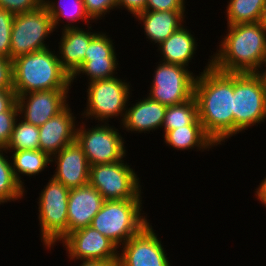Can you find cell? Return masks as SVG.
<instances>
[{
  "label": "cell",
  "instance_id": "1",
  "mask_svg": "<svg viewBox=\"0 0 266 266\" xmlns=\"http://www.w3.org/2000/svg\"><path fill=\"white\" fill-rule=\"evenodd\" d=\"M202 71L197 74L194 85L198 119L218 146L234 136V73L216 70L211 66V59Z\"/></svg>",
  "mask_w": 266,
  "mask_h": 266
},
{
  "label": "cell",
  "instance_id": "2",
  "mask_svg": "<svg viewBox=\"0 0 266 266\" xmlns=\"http://www.w3.org/2000/svg\"><path fill=\"white\" fill-rule=\"evenodd\" d=\"M225 33L209 56L211 66L225 73H255L266 58V30L256 22L227 25Z\"/></svg>",
  "mask_w": 266,
  "mask_h": 266
},
{
  "label": "cell",
  "instance_id": "3",
  "mask_svg": "<svg viewBox=\"0 0 266 266\" xmlns=\"http://www.w3.org/2000/svg\"><path fill=\"white\" fill-rule=\"evenodd\" d=\"M13 61L16 96L33 91L71 89V77L62 68L55 50L47 48L19 56Z\"/></svg>",
  "mask_w": 266,
  "mask_h": 266
},
{
  "label": "cell",
  "instance_id": "4",
  "mask_svg": "<svg viewBox=\"0 0 266 266\" xmlns=\"http://www.w3.org/2000/svg\"><path fill=\"white\" fill-rule=\"evenodd\" d=\"M142 201L143 199L105 200L90 226L119 248L150 223L143 211Z\"/></svg>",
  "mask_w": 266,
  "mask_h": 266
},
{
  "label": "cell",
  "instance_id": "5",
  "mask_svg": "<svg viewBox=\"0 0 266 266\" xmlns=\"http://www.w3.org/2000/svg\"><path fill=\"white\" fill-rule=\"evenodd\" d=\"M87 84V103L83 110L84 112L82 111L81 113L82 120L84 118H86V121L87 119H95L99 123H108L111 119L118 118L119 120L120 117L119 122L121 124L127 104L132 97L131 83L115 76Z\"/></svg>",
  "mask_w": 266,
  "mask_h": 266
},
{
  "label": "cell",
  "instance_id": "6",
  "mask_svg": "<svg viewBox=\"0 0 266 266\" xmlns=\"http://www.w3.org/2000/svg\"><path fill=\"white\" fill-rule=\"evenodd\" d=\"M69 191L61 182L50 177L39 193L38 219L40 238L46 249L54 248L67 236Z\"/></svg>",
  "mask_w": 266,
  "mask_h": 266
},
{
  "label": "cell",
  "instance_id": "7",
  "mask_svg": "<svg viewBox=\"0 0 266 266\" xmlns=\"http://www.w3.org/2000/svg\"><path fill=\"white\" fill-rule=\"evenodd\" d=\"M234 136L266 120V93L255 73H234Z\"/></svg>",
  "mask_w": 266,
  "mask_h": 266
},
{
  "label": "cell",
  "instance_id": "8",
  "mask_svg": "<svg viewBox=\"0 0 266 266\" xmlns=\"http://www.w3.org/2000/svg\"><path fill=\"white\" fill-rule=\"evenodd\" d=\"M118 128L109 123L100 122L92 128H86L82 121L76 127V142L83 149L90 166L126 160L125 138Z\"/></svg>",
  "mask_w": 266,
  "mask_h": 266
},
{
  "label": "cell",
  "instance_id": "9",
  "mask_svg": "<svg viewBox=\"0 0 266 266\" xmlns=\"http://www.w3.org/2000/svg\"><path fill=\"white\" fill-rule=\"evenodd\" d=\"M122 160L89 167V181L105 200L142 199L140 178L130 165Z\"/></svg>",
  "mask_w": 266,
  "mask_h": 266
},
{
  "label": "cell",
  "instance_id": "10",
  "mask_svg": "<svg viewBox=\"0 0 266 266\" xmlns=\"http://www.w3.org/2000/svg\"><path fill=\"white\" fill-rule=\"evenodd\" d=\"M53 32L52 18L44 5L16 14L11 30L10 59L49 48L45 40Z\"/></svg>",
  "mask_w": 266,
  "mask_h": 266
},
{
  "label": "cell",
  "instance_id": "11",
  "mask_svg": "<svg viewBox=\"0 0 266 266\" xmlns=\"http://www.w3.org/2000/svg\"><path fill=\"white\" fill-rule=\"evenodd\" d=\"M147 95L166 106L182 104L194 97L197 75L181 65L157 62Z\"/></svg>",
  "mask_w": 266,
  "mask_h": 266
},
{
  "label": "cell",
  "instance_id": "12",
  "mask_svg": "<svg viewBox=\"0 0 266 266\" xmlns=\"http://www.w3.org/2000/svg\"><path fill=\"white\" fill-rule=\"evenodd\" d=\"M151 224L119 248L118 266H171L164 245Z\"/></svg>",
  "mask_w": 266,
  "mask_h": 266
},
{
  "label": "cell",
  "instance_id": "13",
  "mask_svg": "<svg viewBox=\"0 0 266 266\" xmlns=\"http://www.w3.org/2000/svg\"><path fill=\"white\" fill-rule=\"evenodd\" d=\"M60 243L71 261H118L119 248L91 226L69 233Z\"/></svg>",
  "mask_w": 266,
  "mask_h": 266
},
{
  "label": "cell",
  "instance_id": "14",
  "mask_svg": "<svg viewBox=\"0 0 266 266\" xmlns=\"http://www.w3.org/2000/svg\"><path fill=\"white\" fill-rule=\"evenodd\" d=\"M69 91L70 89H50L18 95L19 117L40 127L69 105Z\"/></svg>",
  "mask_w": 266,
  "mask_h": 266
},
{
  "label": "cell",
  "instance_id": "15",
  "mask_svg": "<svg viewBox=\"0 0 266 266\" xmlns=\"http://www.w3.org/2000/svg\"><path fill=\"white\" fill-rule=\"evenodd\" d=\"M56 169L51 175L68 189L82 187L89 181V163L76 140L51 157Z\"/></svg>",
  "mask_w": 266,
  "mask_h": 266
},
{
  "label": "cell",
  "instance_id": "16",
  "mask_svg": "<svg viewBox=\"0 0 266 266\" xmlns=\"http://www.w3.org/2000/svg\"><path fill=\"white\" fill-rule=\"evenodd\" d=\"M68 105L63 111L39 127V149L50 157L73 143L78 123Z\"/></svg>",
  "mask_w": 266,
  "mask_h": 266
},
{
  "label": "cell",
  "instance_id": "17",
  "mask_svg": "<svg viewBox=\"0 0 266 266\" xmlns=\"http://www.w3.org/2000/svg\"><path fill=\"white\" fill-rule=\"evenodd\" d=\"M105 199L100 192L87 184L69 191L67 235L88 227L100 211Z\"/></svg>",
  "mask_w": 266,
  "mask_h": 266
},
{
  "label": "cell",
  "instance_id": "18",
  "mask_svg": "<svg viewBox=\"0 0 266 266\" xmlns=\"http://www.w3.org/2000/svg\"><path fill=\"white\" fill-rule=\"evenodd\" d=\"M84 28H69L62 30L57 51L62 68L72 77L85 61L86 49L90 41L99 33L92 25ZM92 31V32H91Z\"/></svg>",
  "mask_w": 266,
  "mask_h": 266
},
{
  "label": "cell",
  "instance_id": "19",
  "mask_svg": "<svg viewBox=\"0 0 266 266\" xmlns=\"http://www.w3.org/2000/svg\"><path fill=\"white\" fill-rule=\"evenodd\" d=\"M138 99L135 104H127L125 116L120 127L130 133H147L162 128L167 106L148 96ZM140 100V101H139Z\"/></svg>",
  "mask_w": 266,
  "mask_h": 266
},
{
  "label": "cell",
  "instance_id": "20",
  "mask_svg": "<svg viewBox=\"0 0 266 266\" xmlns=\"http://www.w3.org/2000/svg\"><path fill=\"white\" fill-rule=\"evenodd\" d=\"M186 11H145L134 18L144 30L146 39L153 45L159 46L172 33L179 30L186 23ZM138 19V20H137Z\"/></svg>",
  "mask_w": 266,
  "mask_h": 266
},
{
  "label": "cell",
  "instance_id": "21",
  "mask_svg": "<svg viewBox=\"0 0 266 266\" xmlns=\"http://www.w3.org/2000/svg\"><path fill=\"white\" fill-rule=\"evenodd\" d=\"M197 46L195 36L183 25L156 47L161 54L160 61L190 68L189 63L195 57Z\"/></svg>",
  "mask_w": 266,
  "mask_h": 266
},
{
  "label": "cell",
  "instance_id": "22",
  "mask_svg": "<svg viewBox=\"0 0 266 266\" xmlns=\"http://www.w3.org/2000/svg\"><path fill=\"white\" fill-rule=\"evenodd\" d=\"M164 142L173 150H190L192 148L198 149L197 151L204 152V150H212L217 146L215 142L206 134L200 120L197 118L192 124L176 128L168 131L164 136Z\"/></svg>",
  "mask_w": 266,
  "mask_h": 266
},
{
  "label": "cell",
  "instance_id": "23",
  "mask_svg": "<svg viewBox=\"0 0 266 266\" xmlns=\"http://www.w3.org/2000/svg\"><path fill=\"white\" fill-rule=\"evenodd\" d=\"M43 5L46 7L48 14L52 18L54 30H57L59 29L58 27L62 26L60 23H63L60 30H64L78 28V25H75V23L77 21L80 23V20L85 22L87 26L91 25L90 23L93 22L85 11L83 0H43ZM62 19L64 21L66 20V24H64Z\"/></svg>",
  "mask_w": 266,
  "mask_h": 266
},
{
  "label": "cell",
  "instance_id": "24",
  "mask_svg": "<svg viewBox=\"0 0 266 266\" xmlns=\"http://www.w3.org/2000/svg\"><path fill=\"white\" fill-rule=\"evenodd\" d=\"M11 156L10 161L12 169L17 181L25 188L24 176H38L39 173L44 171L49 164H51V157L38 150H21V151H6ZM22 179V180H21Z\"/></svg>",
  "mask_w": 266,
  "mask_h": 266
},
{
  "label": "cell",
  "instance_id": "25",
  "mask_svg": "<svg viewBox=\"0 0 266 266\" xmlns=\"http://www.w3.org/2000/svg\"><path fill=\"white\" fill-rule=\"evenodd\" d=\"M4 153L8 154L0 148V205L16 200L19 202L27 192L15 178L9 156Z\"/></svg>",
  "mask_w": 266,
  "mask_h": 266
},
{
  "label": "cell",
  "instance_id": "26",
  "mask_svg": "<svg viewBox=\"0 0 266 266\" xmlns=\"http://www.w3.org/2000/svg\"><path fill=\"white\" fill-rule=\"evenodd\" d=\"M227 25L256 23L260 21L266 0H228Z\"/></svg>",
  "mask_w": 266,
  "mask_h": 266
},
{
  "label": "cell",
  "instance_id": "27",
  "mask_svg": "<svg viewBox=\"0 0 266 266\" xmlns=\"http://www.w3.org/2000/svg\"><path fill=\"white\" fill-rule=\"evenodd\" d=\"M198 118V105L195 97L178 104L167 106L162 128L164 136L168 131L192 124Z\"/></svg>",
  "mask_w": 266,
  "mask_h": 266
},
{
  "label": "cell",
  "instance_id": "28",
  "mask_svg": "<svg viewBox=\"0 0 266 266\" xmlns=\"http://www.w3.org/2000/svg\"><path fill=\"white\" fill-rule=\"evenodd\" d=\"M39 127L18 117L14 123L12 135L5 151L38 150Z\"/></svg>",
  "mask_w": 266,
  "mask_h": 266
},
{
  "label": "cell",
  "instance_id": "29",
  "mask_svg": "<svg viewBox=\"0 0 266 266\" xmlns=\"http://www.w3.org/2000/svg\"><path fill=\"white\" fill-rule=\"evenodd\" d=\"M118 58L85 59L82 66L71 77V84L81 75H86L88 83L115 77L119 68ZM81 74V75H80Z\"/></svg>",
  "mask_w": 266,
  "mask_h": 266
},
{
  "label": "cell",
  "instance_id": "30",
  "mask_svg": "<svg viewBox=\"0 0 266 266\" xmlns=\"http://www.w3.org/2000/svg\"><path fill=\"white\" fill-rule=\"evenodd\" d=\"M107 32H99L89 43L86 49L85 59L117 58L114 40Z\"/></svg>",
  "mask_w": 266,
  "mask_h": 266
},
{
  "label": "cell",
  "instance_id": "31",
  "mask_svg": "<svg viewBox=\"0 0 266 266\" xmlns=\"http://www.w3.org/2000/svg\"><path fill=\"white\" fill-rule=\"evenodd\" d=\"M14 14L0 8V56L10 58L11 30Z\"/></svg>",
  "mask_w": 266,
  "mask_h": 266
},
{
  "label": "cell",
  "instance_id": "32",
  "mask_svg": "<svg viewBox=\"0 0 266 266\" xmlns=\"http://www.w3.org/2000/svg\"><path fill=\"white\" fill-rule=\"evenodd\" d=\"M19 117L17 102L6 112L0 113V148H6L12 135L16 119Z\"/></svg>",
  "mask_w": 266,
  "mask_h": 266
},
{
  "label": "cell",
  "instance_id": "33",
  "mask_svg": "<svg viewBox=\"0 0 266 266\" xmlns=\"http://www.w3.org/2000/svg\"><path fill=\"white\" fill-rule=\"evenodd\" d=\"M85 11L93 21L101 20L110 10H117L116 0H83Z\"/></svg>",
  "mask_w": 266,
  "mask_h": 266
},
{
  "label": "cell",
  "instance_id": "34",
  "mask_svg": "<svg viewBox=\"0 0 266 266\" xmlns=\"http://www.w3.org/2000/svg\"><path fill=\"white\" fill-rule=\"evenodd\" d=\"M43 5V0H0V8L16 14L35 10Z\"/></svg>",
  "mask_w": 266,
  "mask_h": 266
},
{
  "label": "cell",
  "instance_id": "35",
  "mask_svg": "<svg viewBox=\"0 0 266 266\" xmlns=\"http://www.w3.org/2000/svg\"><path fill=\"white\" fill-rule=\"evenodd\" d=\"M186 0H147L145 11H186Z\"/></svg>",
  "mask_w": 266,
  "mask_h": 266
},
{
  "label": "cell",
  "instance_id": "36",
  "mask_svg": "<svg viewBox=\"0 0 266 266\" xmlns=\"http://www.w3.org/2000/svg\"><path fill=\"white\" fill-rule=\"evenodd\" d=\"M0 89H13V61L0 56Z\"/></svg>",
  "mask_w": 266,
  "mask_h": 266
},
{
  "label": "cell",
  "instance_id": "37",
  "mask_svg": "<svg viewBox=\"0 0 266 266\" xmlns=\"http://www.w3.org/2000/svg\"><path fill=\"white\" fill-rule=\"evenodd\" d=\"M117 9L127 10L133 17L145 12L147 0H116Z\"/></svg>",
  "mask_w": 266,
  "mask_h": 266
},
{
  "label": "cell",
  "instance_id": "38",
  "mask_svg": "<svg viewBox=\"0 0 266 266\" xmlns=\"http://www.w3.org/2000/svg\"><path fill=\"white\" fill-rule=\"evenodd\" d=\"M17 102L13 89H0V113L8 111Z\"/></svg>",
  "mask_w": 266,
  "mask_h": 266
},
{
  "label": "cell",
  "instance_id": "39",
  "mask_svg": "<svg viewBox=\"0 0 266 266\" xmlns=\"http://www.w3.org/2000/svg\"><path fill=\"white\" fill-rule=\"evenodd\" d=\"M255 190L254 196H256L257 200L260 201L259 203L263 204L266 208V176Z\"/></svg>",
  "mask_w": 266,
  "mask_h": 266
},
{
  "label": "cell",
  "instance_id": "40",
  "mask_svg": "<svg viewBox=\"0 0 266 266\" xmlns=\"http://www.w3.org/2000/svg\"><path fill=\"white\" fill-rule=\"evenodd\" d=\"M79 262H81L80 266H118V261L90 260Z\"/></svg>",
  "mask_w": 266,
  "mask_h": 266
},
{
  "label": "cell",
  "instance_id": "41",
  "mask_svg": "<svg viewBox=\"0 0 266 266\" xmlns=\"http://www.w3.org/2000/svg\"><path fill=\"white\" fill-rule=\"evenodd\" d=\"M255 74L259 77L262 87L266 93V58L263 60Z\"/></svg>",
  "mask_w": 266,
  "mask_h": 266
},
{
  "label": "cell",
  "instance_id": "42",
  "mask_svg": "<svg viewBox=\"0 0 266 266\" xmlns=\"http://www.w3.org/2000/svg\"><path fill=\"white\" fill-rule=\"evenodd\" d=\"M259 23L266 30V4L264 5V8L262 10Z\"/></svg>",
  "mask_w": 266,
  "mask_h": 266
}]
</instances>
